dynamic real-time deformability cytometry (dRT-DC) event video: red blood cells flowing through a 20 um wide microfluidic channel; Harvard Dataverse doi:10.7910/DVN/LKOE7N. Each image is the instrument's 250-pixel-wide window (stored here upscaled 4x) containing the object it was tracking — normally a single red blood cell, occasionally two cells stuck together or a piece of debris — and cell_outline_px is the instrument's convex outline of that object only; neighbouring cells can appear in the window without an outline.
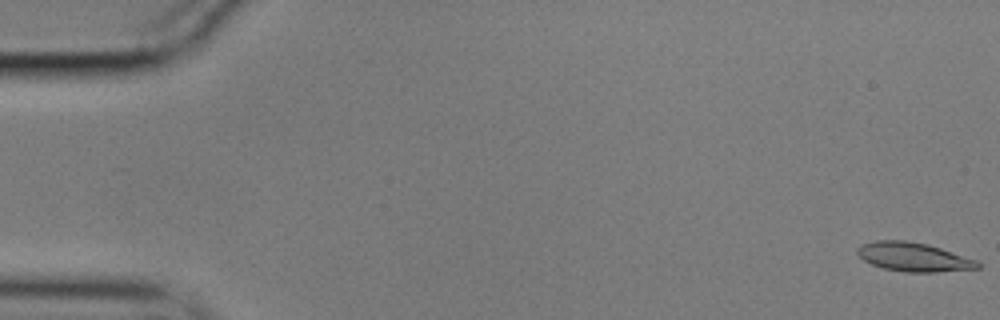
{"species": "common noctule bat (a hibernating species)", "species_latin": "Nyctalus noctula", "temperature_condition": "cold", "stored_images_in_passage": 18, "camera_frame_rate_fps": 3000, "um_per_image_px": 0.085, "animal": {"sex": "male", "body_mass_g": 17.9}, "frame": {"image": 1, "passage_image": 1, "time_ms": 0.0, "image_size_px": [1000, 320], "cell_outline_px": [[980, 268], [936, 272], [904, 272], [884, 268], [872, 264], [864, 260], [856, 252], [856, 248], [860, 244], [876, 240], [904, 240], [928, 244], [976, 260], [980, 264]], "centroid_in_image_um": [77.62, 21.84], "position_along_channel_um": 7.4, "area_um2": 20.17}}
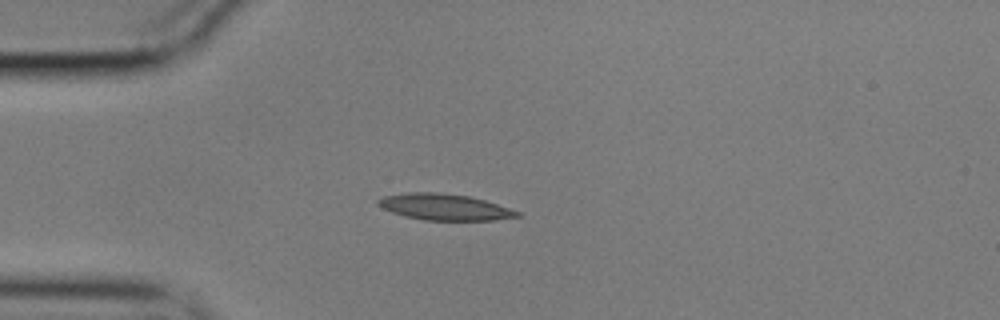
{"frame": {"image": 2, "passage_image": 15, "time_ms": 4.667, "image_size_px": [1000, 320], "cell_outline_px": [[520, 216], [496, 220], [424, 220], [404, 216], [392, 212], [376, 204], [376, 200], [384, 196], [408, 192], [436, 192], [468, 196], [484, 200], [520, 212]], "centroid_in_image_um": [37.75, 17.59], "position_along_channel_um": 47.3, "area_um2": 21.1}}